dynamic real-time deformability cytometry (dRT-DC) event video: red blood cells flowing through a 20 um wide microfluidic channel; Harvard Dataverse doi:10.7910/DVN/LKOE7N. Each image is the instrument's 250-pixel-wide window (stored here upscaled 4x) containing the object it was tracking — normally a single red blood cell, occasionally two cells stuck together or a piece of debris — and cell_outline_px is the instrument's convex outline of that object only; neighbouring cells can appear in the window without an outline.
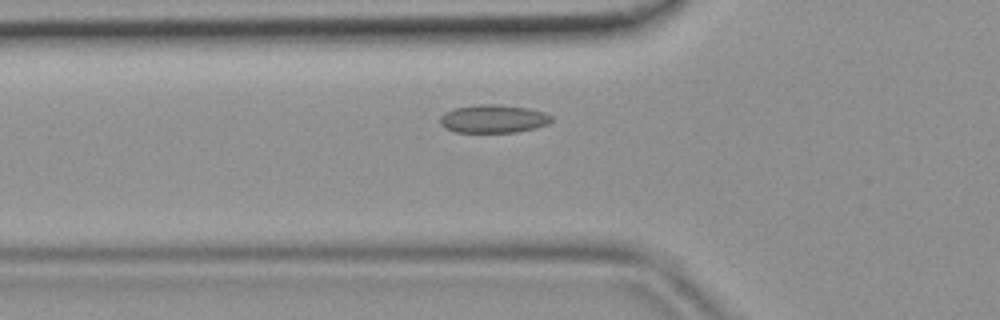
{"species": "common noctule bat (a hibernating species)", "species_latin": "Nyctalus noctula", "temperature_condition": "room temperature", "stored_images_in_passage": 40, "camera_frame_rate_fps": 3000, "um_per_image_px": 0.085, "animal": {"sex": "female", "body_mass_g": 19.9}, "frame": {"image": 1, "passage_image": 10, "time_ms": 3.0, "image_size_px": [1000, 320], "cell_outline_px": [[552, 120], [548, 124], [536, 128], [516, 132], [456, 132], [444, 128], [440, 124], [440, 116], [456, 108], [480, 104], [500, 104], [528, 108], [544, 112], [552, 116]], "centroid_in_image_um": [41.96, 10.1], "position_along_channel_um": 83.8, "area_um2": 18.26}}
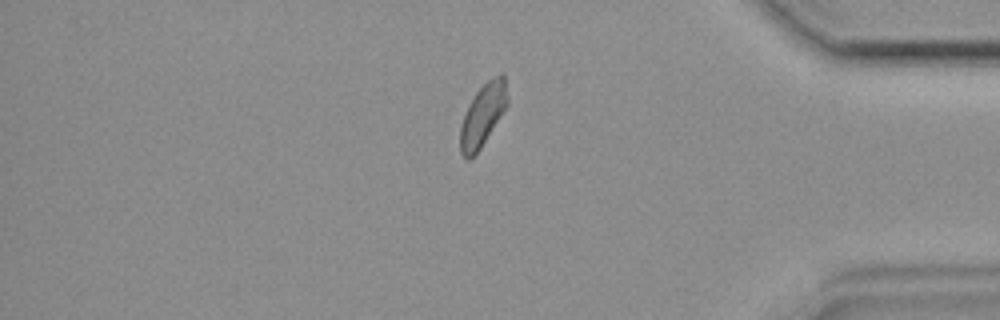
{"frame": {"image": 2, "passage_image": 33, "time_ms": 10.667, "image_size_px": [1000, 320], "cell_outline_px": [[508, 104], [480, 148], [468, 160], [460, 152], [460, 124], [468, 104], [476, 92], [492, 76], [500, 72], [504, 72], [508, 96]], "centroid_in_image_um": [41.04, 9.71], "position_along_channel_um": 394.2, "area_um2": 17.11}}
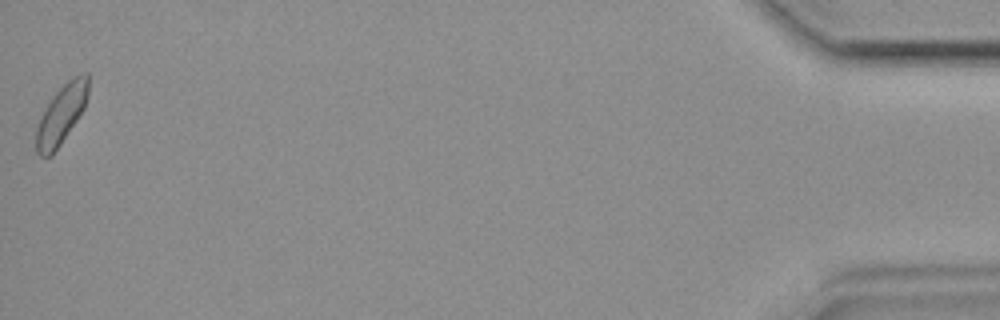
{"frame": {"image": 3, "passage_image": 40, "time_ms": 13.0, "image_size_px": [1000, 320], "cell_outline_px": [[88, 96], [84, 108], [52, 156], [40, 156], [36, 152], [36, 128], [40, 116], [44, 108], [52, 96], [72, 76], [84, 72], [88, 72]], "centroid_in_image_um": [5.2, 9.7], "position_along_channel_um": 430.0, "area_um2": 17.86}}